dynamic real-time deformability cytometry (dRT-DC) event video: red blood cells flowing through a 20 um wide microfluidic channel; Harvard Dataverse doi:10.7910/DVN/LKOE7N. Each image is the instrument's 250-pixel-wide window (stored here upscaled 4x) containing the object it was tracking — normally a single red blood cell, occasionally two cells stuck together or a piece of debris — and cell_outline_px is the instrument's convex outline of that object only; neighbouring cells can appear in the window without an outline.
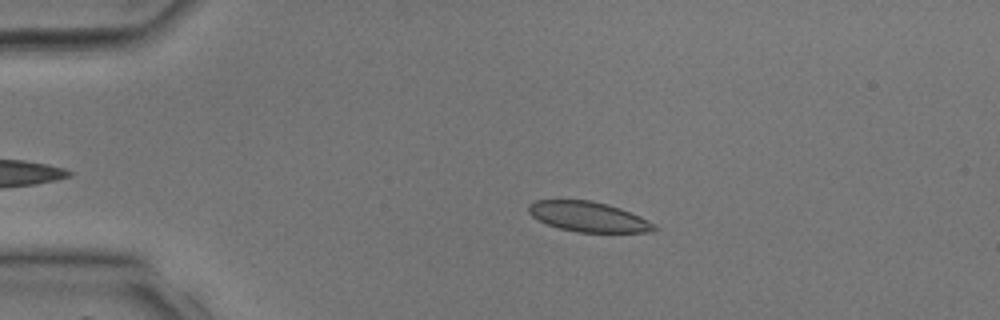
{"species": "common noctule bat (a hibernating species)", "species_latin": "Nyctalus noctula", "temperature_condition": "room temperature", "stored_images_in_passage": 29, "camera_frame_rate_fps": 3000, "um_per_image_px": 0.085, "animal": {"sex": "male", "body_mass_g": 17.9, "forearm_length_mm": 54.2}, "frame": {"image": 1, "passage_image": 3, "time_ms": 0.667, "image_size_px": [1000, 320], "cell_outline_px": [[660, 228], [656, 232], [580, 232], [560, 228], [548, 224], [532, 216], [528, 212], [528, 204], [536, 200], [588, 200], [608, 204], [620, 208], [640, 216], [656, 224]], "centroid_in_image_um": [50.07, 18.42], "position_along_channel_um": 34.9, "area_um2": 22.02}}
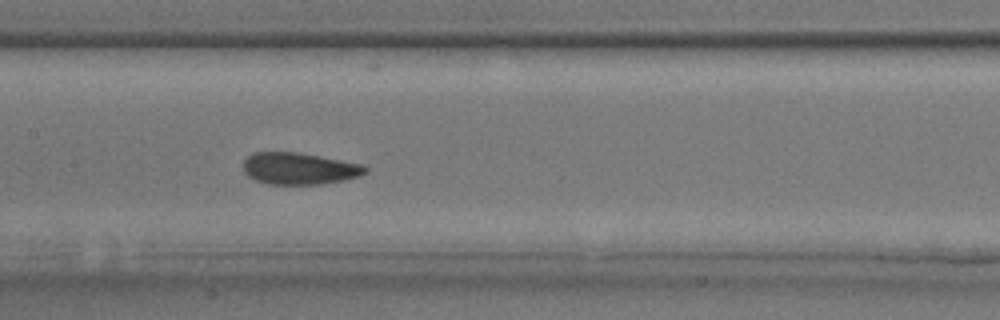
{"frame": {"image": 2, "passage_image": 14, "time_ms": 4.333, "image_size_px": [1000, 320], "cell_outline_px": [[368, 172], [360, 176], [344, 180], [320, 184], [268, 184], [256, 180], [248, 176], [244, 172], [244, 160], [252, 152], [296, 152], [320, 156], [364, 164], [368, 168]], "centroid_in_image_um": [25.46, 14.32], "position_along_channel_um": 181.9, "area_um2": 22.72}}
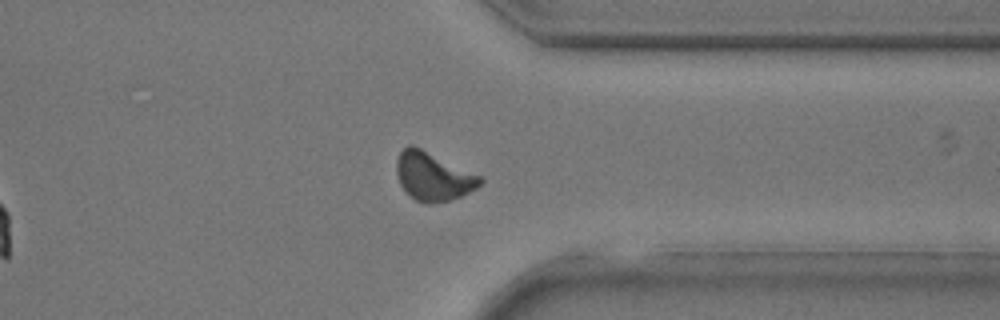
{"frame": {"image": 3, "passage_image": 25, "time_ms": 8.0, "image_size_px": [1000, 320], "cell_outline_px": [[484, 180], [476, 188], [460, 196], [448, 200], [424, 204], [416, 200], [404, 192], [400, 184], [396, 172], [396, 160], [400, 152], [408, 144], [412, 144], [484, 176]], "centroid_in_image_um": [36.81, 14.97], "position_along_channel_um": 374.6, "area_um2": 23.81}}